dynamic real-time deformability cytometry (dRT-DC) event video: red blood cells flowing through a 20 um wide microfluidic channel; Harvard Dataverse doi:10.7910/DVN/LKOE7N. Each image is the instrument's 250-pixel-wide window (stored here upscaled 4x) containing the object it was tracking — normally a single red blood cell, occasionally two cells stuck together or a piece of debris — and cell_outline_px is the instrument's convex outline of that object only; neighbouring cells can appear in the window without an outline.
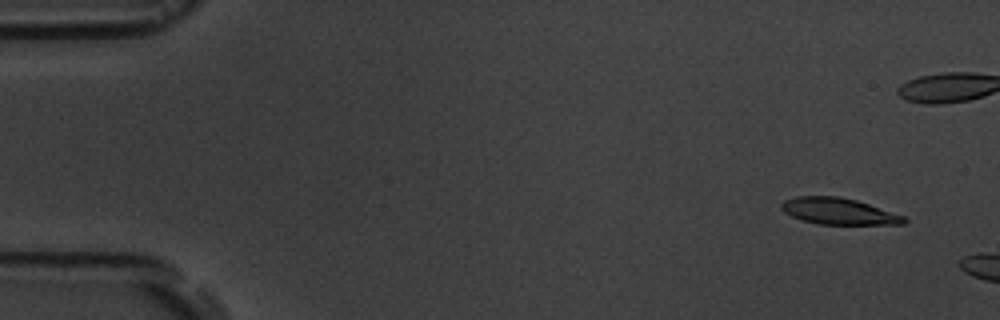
{"species": "common noctule bat (a hibernating species)", "species_latin": "Nyctalus noctula", "temperature_condition": "room temperature", "stored_images_in_passage": 4, "camera_frame_rate_fps": 3000, "um_per_image_px": 0.085, "animal": {"sex": "male", "body_mass_g": 19.5, "forearm_length_mm": 54.6}, "frame": {"image": 1, "passage_image": 2, "time_ms": 1.0, "image_size_px": [1000, 320], "cell_outline_px": [[908, 220], [904, 224], [820, 224], [800, 220], [784, 212], [780, 208], [780, 204], [784, 200], [796, 196], [840, 196], [856, 200], [904, 216]], "centroid_in_image_um": [71.24, 17.95], "position_along_channel_um": 13.8, "area_um2": 18.84}}